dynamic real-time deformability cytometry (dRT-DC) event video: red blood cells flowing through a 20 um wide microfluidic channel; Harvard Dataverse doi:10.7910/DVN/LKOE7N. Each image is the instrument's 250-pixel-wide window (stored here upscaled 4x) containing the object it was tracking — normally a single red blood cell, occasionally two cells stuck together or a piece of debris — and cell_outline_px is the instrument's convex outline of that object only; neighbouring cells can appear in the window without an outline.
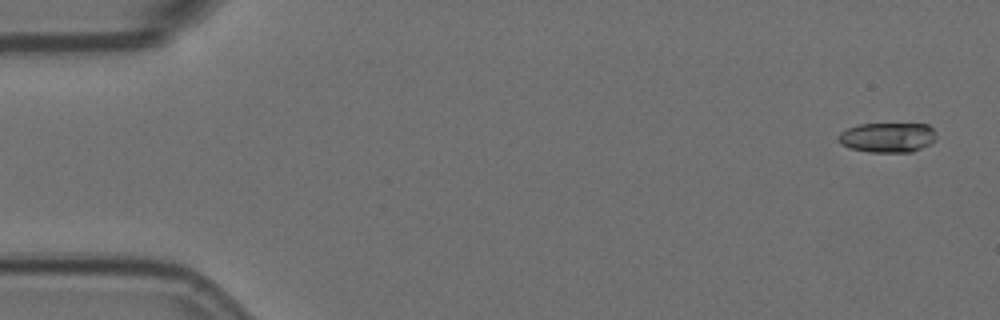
{"species": "Egyptian fruit bat (a non-hibernating species)", "species_latin": "Rousettus aegyptiacus", "temperature_condition": "room temperature", "stored_images_in_passage": 19, "camera_frame_rate_fps": 3000, "um_per_image_px": 0.085, "animal": {"sex": "female"}, "frame": {"image": 1, "passage_image": 1, "time_ms": 0.0, "image_size_px": [1000, 320], "cell_outline_px": [[936, 136], [928, 144], [912, 152], [868, 152], [848, 148], [840, 144], [840, 132], [848, 128], [860, 124], [928, 124], [936, 132]], "centroid_in_image_um": [75.43, 11.68], "position_along_channel_um": 9.6, "area_um2": 16.88}}
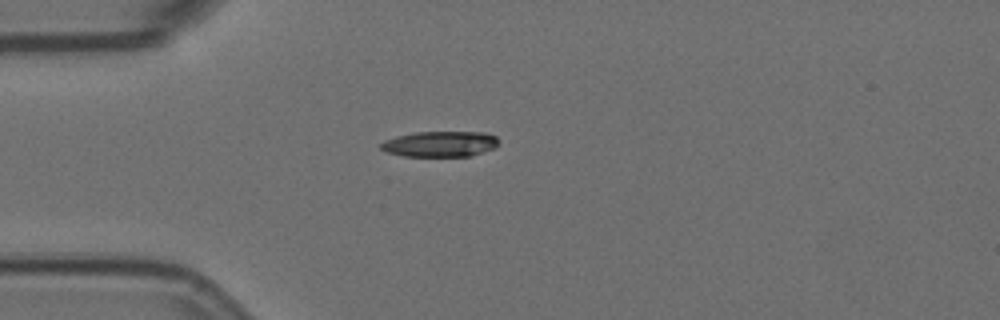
{"frame": {"image": 2, "passage_image": 14, "time_ms": 4.333, "image_size_px": [1000, 320], "cell_outline_px": [[500, 144], [496, 148], [472, 156], [404, 156], [388, 152], [380, 148], [380, 144], [384, 140], [396, 136], [416, 132], [484, 132], [496, 136]], "centroid_in_image_um": [37.46, 12.24], "position_along_channel_um": 47.5, "area_um2": 17.74}}